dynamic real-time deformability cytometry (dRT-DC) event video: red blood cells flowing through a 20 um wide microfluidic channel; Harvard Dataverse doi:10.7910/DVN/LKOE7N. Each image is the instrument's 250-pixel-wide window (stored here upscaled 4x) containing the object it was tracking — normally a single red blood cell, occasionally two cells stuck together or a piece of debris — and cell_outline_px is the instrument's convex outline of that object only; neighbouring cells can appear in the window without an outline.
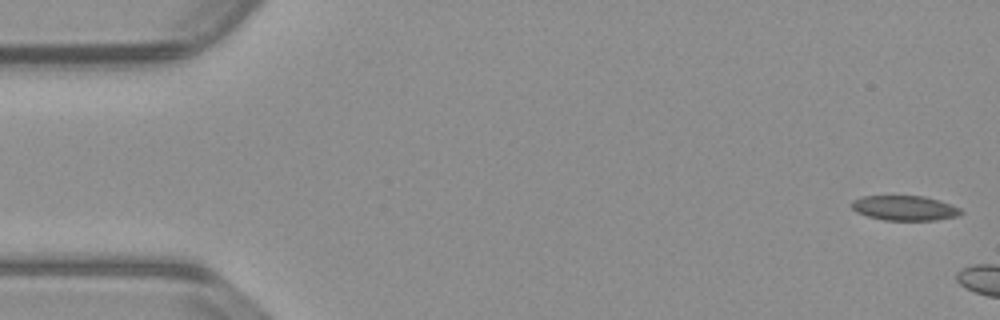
{"species": "common noctule bat (a hibernating species)", "species_latin": "Nyctalus noctula", "temperature_condition": "warm", "stored_images_in_passage": 5, "camera_frame_rate_fps": 3000, "um_per_image_px": 0.085, "animal": {"sex": "male", "body_mass_g": 23.1, "forearm_length_mm": 52.7}, "frame": {"image": 1, "passage_image": 1, "time_ms": 0.0, "image_size_px": [1000, 320], "cell_outline_px": [[964, 212], [960, 216], [936, 220], [884, 220], [868, 216], [856, 212], [852, 208], [852, 200], [860, 196], [924, 196], [940, 200], [960, 208]], "centroid_in_image_um": [76.92, 17.68], "position_along_channel_um": 8.1, "area_um2": 15.95}}